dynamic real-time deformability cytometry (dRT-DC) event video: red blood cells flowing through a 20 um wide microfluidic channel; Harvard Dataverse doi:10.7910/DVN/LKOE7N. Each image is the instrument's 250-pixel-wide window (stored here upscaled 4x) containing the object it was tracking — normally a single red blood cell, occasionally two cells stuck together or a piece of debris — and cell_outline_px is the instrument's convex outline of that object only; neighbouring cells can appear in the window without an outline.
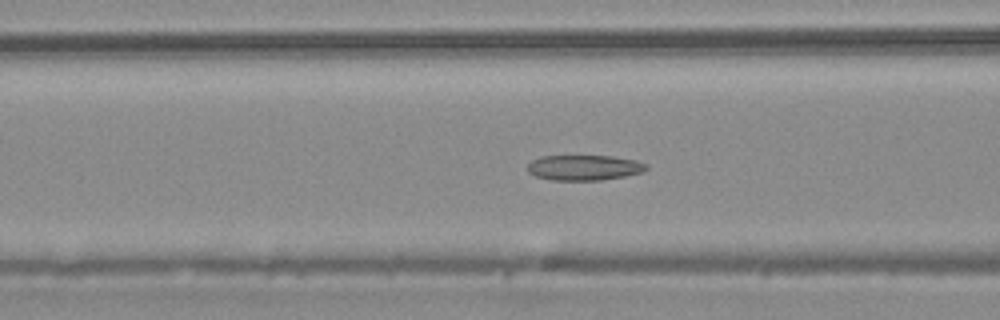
{"species": "common noctule bat (a hibernating species)", "species_latin": "Nyctalus noctula", "temperature_condition": "warm", "stored_images_in_passage": 46, "camera_frame_rate_fps": 3000, "um_per_image_px": 0.085, "animal": {"sex": "male", "body_mass_g": 20.4}, "frame": {"image": 1, "passage_image": 18, "time_ms": 5.667, "image_size_px": [1000, 320], "cell_outline_px": [[648, 168], [644, 172], [624, 176], [600, 180], [552, 180], [536, 176], [528, 172], [528, 164], [532, 160], [540, 156], [612, 156], [636, 160], [648, 164]], "centroid_in_image_um": [49.68, 14.24], "position_along_channel_um": 116.9, "area_um2": 17.57}}
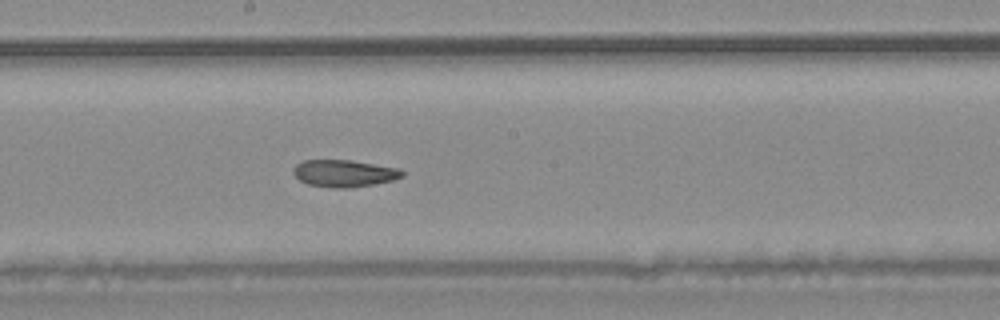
{"frame": {"image": 2, "passage_image": 25, "time_ms": 8.0, "image_size_px": [1000, 320], "cell_outline_px": [[404, 176], [392, 180], [376, 184], [348, 188], [336, 188], [308, 184], [300, 180], [292, 172], [292, 168], [296, 164], [304, 160], [348, 160], [400, 168], [404, 172]], "centroid_in_image_um": [29.26, 14.73], "position_along_channel_um": 218.9, "area_um2": 17.17}}
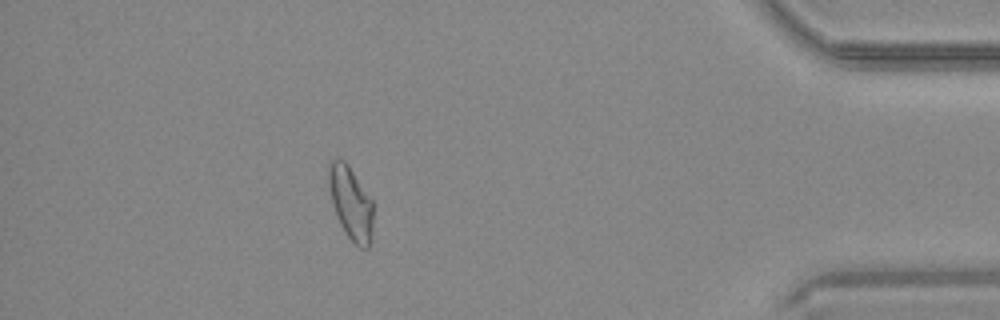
{"frame": {"image": 3, "passage_image": 41, "time_ms": 13.333, "image_size_px": [1000, 320], "cell_outline_px": [[372, 236], [368, 248], [360, 248], [344, 232], [336, 216], [332, 204], [328, 180], [328, 164], [332, 160], [344, 160], [348, 164], [372, 200]], "centroid_in_image_um": [29.81, 17.26], "position_along_channel_um": 405.4, "area_um2": 18.84}}